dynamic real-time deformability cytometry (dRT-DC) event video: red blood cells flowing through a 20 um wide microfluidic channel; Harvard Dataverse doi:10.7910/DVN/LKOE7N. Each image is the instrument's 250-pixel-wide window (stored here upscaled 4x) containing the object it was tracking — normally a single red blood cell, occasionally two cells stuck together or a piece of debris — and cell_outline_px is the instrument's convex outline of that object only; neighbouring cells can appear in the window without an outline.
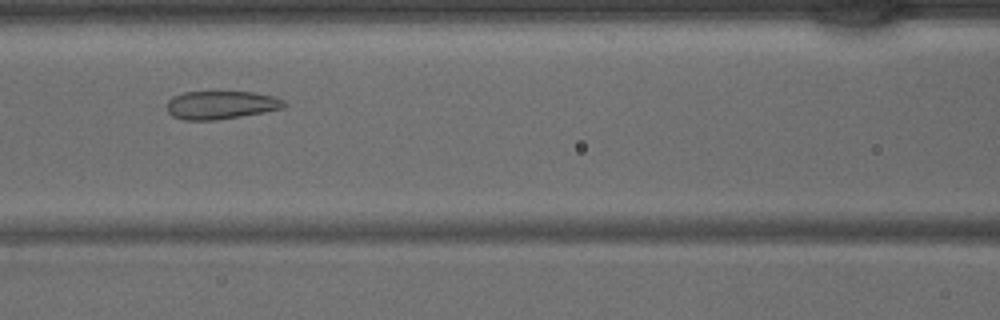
{"species": "common noctule bat (a hibernating species)", "species_latin": "Nyctalus noctula", "temperature_condition": "warm", "stored_images_in_passage": 35, "camera_frame_rate_fps": 3000, "um_per_image_px": 0.085, "animal": {"sex": "male", "body_mass_g": 15.6}, "frame": {"image": 1, "passage_image": 13, "time_ms": 4.0, "image_size_px": [1000, 320], "cell_outline_px": [[288, 104], [284, 108], [264, 112], [216, 120], [184, 120], [172, 116], [168, 112], [168, 100], [172, 96], [184, 92], [252, 92], [272, 96], [284, 100]], "centroid_in_image_um": [18.79, 8.92], "position_along_channel_um": 147.8, "area_um2": 19.25}}
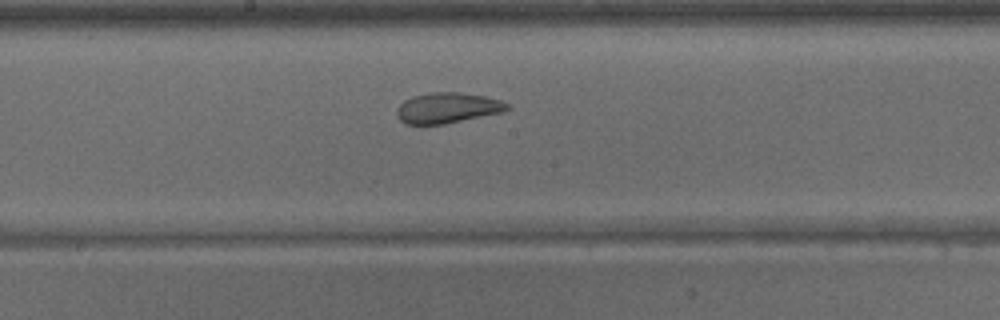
{"frame": {"image": 2, "passage_image": 17, "time_ms": 5.333, "image_size_px": [1000, 320], "cell_outline_px": [[512, 108], [504, 112], [444, 124], [404, 124], [400, 120], [396, 112], [400, 104], [404, 100], [412, 96], [428, 92], [464, 92], [484, 96], [500, 100], [508, 104]], "centroid_in_image_um": [38.05, 9.16], "position_along_channel_um": 210.1, "area_um2": 19.83}}
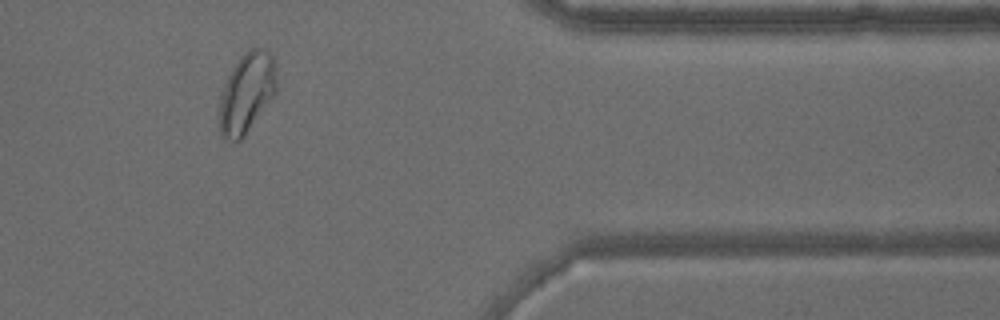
{"frame": {"image": 3, "passage_image": 30, "time_ms": 9.667, "image_size_px": [1000, 320], "cell_outline_px": [[276, 92], [244, 136], [240, 140], [224, 140], [220, 136], [220, 92], [228, 76], [240, 56], [248, 48], [264, 48], [272, 56], [276, 68]], "centroid_in_image_um": [20.96, 7.88], "position_along_channel_um": 390.4, "area_um2": 26.59}}